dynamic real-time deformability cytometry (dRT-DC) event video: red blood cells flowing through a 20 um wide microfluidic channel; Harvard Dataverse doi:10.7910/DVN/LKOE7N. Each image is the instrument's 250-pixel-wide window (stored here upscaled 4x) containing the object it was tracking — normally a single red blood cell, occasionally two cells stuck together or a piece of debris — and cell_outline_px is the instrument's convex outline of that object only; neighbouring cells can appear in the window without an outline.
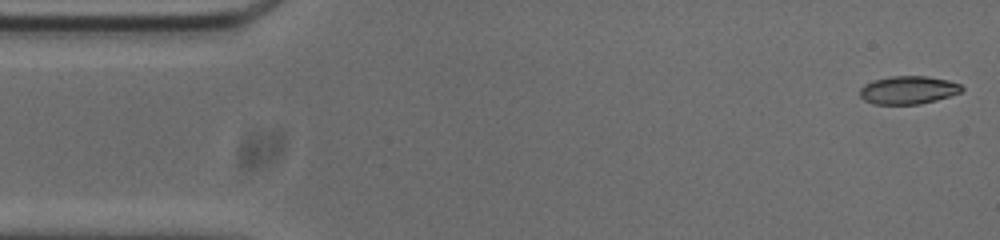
{"species": "common noctule bat (a hibernating species)", "species_latin": "Nyctalus noctula", "temperature_condition": "cold", "stored_images_in_passage": 53, "camera_frame_rate_fps": 3000, "um_per_image_px": 0.085, "animal": {"sex": "male", "body_mass_g": 20.0, "forearm_length_mm": 53.3}, "frame": {"image": 1, "passage_image": 1, "time_ms": 0.0, "image_size_px": [1000, 240], "cell_outline_px": [[964, 88], [960, 92], [936, 100], [920, 104], [872, 104], [864, 100], [860, 96], [860, 88], [864, 84], [872, 80], [892, 76], [928, 76], [948, 80], [960, 84]], "centroid_in_image_um": [77.17, 7.65], "position_along_channel_um": 7.8, "area_um2": 16.7}}
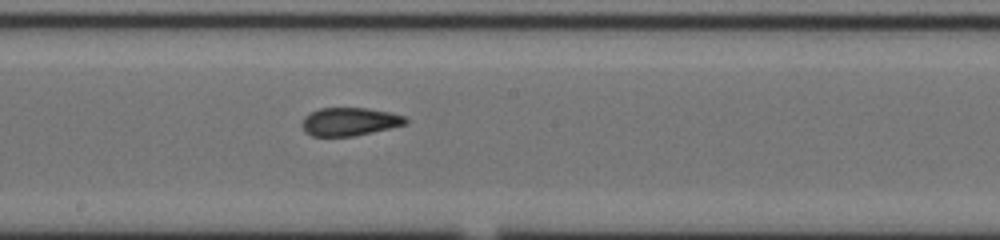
{"frame": {"image": 2, "passage_image": 27, "time_ms": 8.667, "image_size_px": [1000, 240], "cell_outline_px": [[408, 124], [372, 132], [352, 136], [312, 136], [304, 132], [300, 124], [304, 116], [308, 112], [320, 108], [368, 108], [388, 112], [404, 116], [408, 120]], "centroid_in_image_um": [29.67, 10.34], "position_along_channel_um": 218.5, "area_um2": 17.17}}
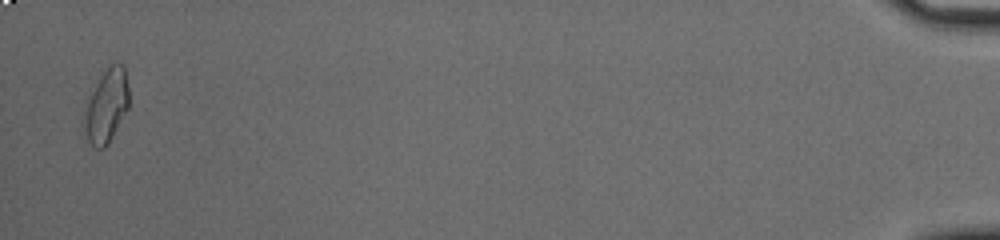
{"frame": {"image": 3, "passage_image": 52, "time_ms": 17.0, "image_size_px": [1000, 240], "cell_outline_px": [[128, 108], [108, 144], [104, 148], [96, 148], [88, 140], [80, 120], [88, 100], [96, 84], [104, 72], [112, 64], [124, 64], [128, 88]], "centroid_in_image_um": [9.02, 9.04], "position_along_channel_um": 426.2, "area_um2": 18.96}, "authors_computed_cell_mechanics": {"area_um2": 17.4556, "velocity_mm_per_s": 3.7426, "shape_relaxation_time_tau1_ms": null, "shape_relaxation_time_tau2_ms": 2.2308, "deformation_change_tau1": null, "deformation_change_tau2": 0.09}}